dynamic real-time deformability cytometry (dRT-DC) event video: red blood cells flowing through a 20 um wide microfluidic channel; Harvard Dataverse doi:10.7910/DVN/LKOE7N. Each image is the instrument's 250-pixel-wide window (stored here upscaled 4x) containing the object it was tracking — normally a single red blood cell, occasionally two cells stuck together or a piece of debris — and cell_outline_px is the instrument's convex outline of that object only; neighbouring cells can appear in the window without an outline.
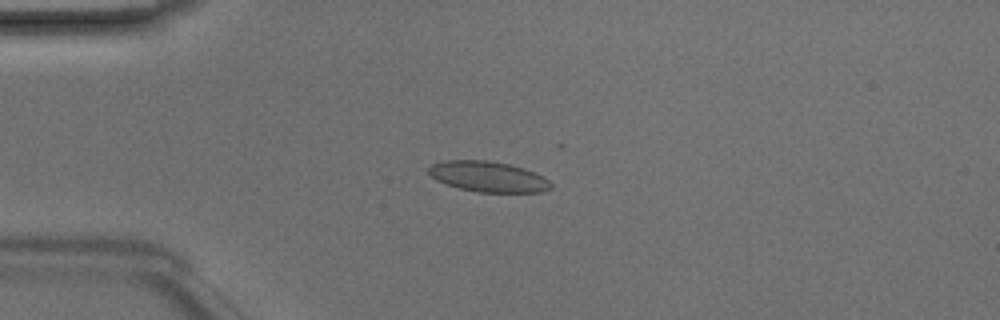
{"species": "Egyptian fruit bat (a non-hibernating species)", "species_latin": "Rousettus aegyptiacus", "temperature_condition": "room temperature", "stored_images_in_passage": 40, "camera_frame_rate_fps": 3000, "um_per_image_px": 0.085, "animal": {"sex": "male"}, "frame": {"image": 1, "passage_image": 13, "time_ms": 4.0, "image_size_px": [1000, 320], "cell_outline_px": [[552, 188], [540, 192], [476, 192], [460, 188], [436, 180], [428, 172], [428, 168], [432, 164], [444, 160], [488, 160], [508, 164], [524, 168], [544, 176], [552, 184]], "centroid_in_image_um": [41.51, 15.01], "position_along_channel_um": 43.5, "area_um2": 21.73}}
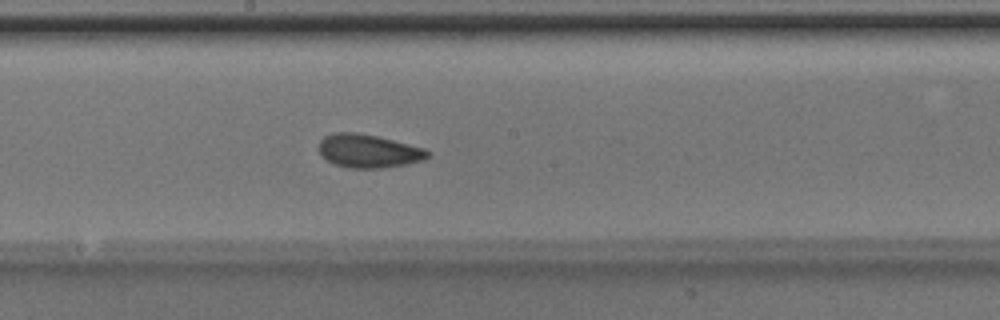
{"frame": {"image": 2, "passage_image": 27, "time_ms": 8.667, "image_size_px": [1000, 320], "cell_outline_px": [[432, 156], [424, 160], [408, 164], [384, 168], [348, 168], [332, 164], [320, 156], [320, 140], [324, 136], [332, 132], [356, 132], [376, 136], [424, 148], [432, 152]], "centroid_in_image_um": [31.33, 12.85], "position_along_channel_um": 216.9, "area_um2": 21.5}}
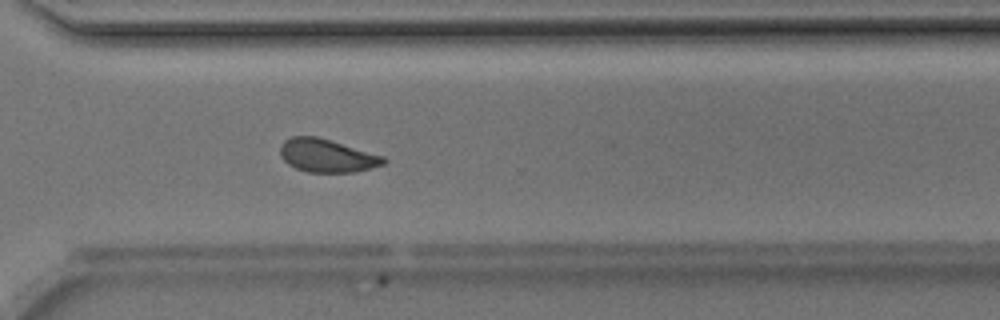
{"frame": {"image": 3, "passage_image": 36, "time_ms": 11.667, "image_size_px": [1000, 320], "cell_outline_px": [[388, 160], [384, 164], [352, 172], [308, 172], [296, 168], [288, 164], [280, 156], [280, 144], [284, 140], [292, 136], [316, 136], [332, 140], [384, 156]], "centroid_in_image_um": [27.77, 13.21], "position_along_channel_um": 342.8, "area_um2": 20.0}, "authors_computed_cell_mechanics": {"area_um2": 20.9525, "velocity_mm_per_s": 4.213, "shape_relaxation_time_tau1_ms": 4.253, "shape_relaxation_time_tau2_ms": 1.4946, "deformation_change_tau1": 0.1004, "deformation_change_tau2": 0.0713}}